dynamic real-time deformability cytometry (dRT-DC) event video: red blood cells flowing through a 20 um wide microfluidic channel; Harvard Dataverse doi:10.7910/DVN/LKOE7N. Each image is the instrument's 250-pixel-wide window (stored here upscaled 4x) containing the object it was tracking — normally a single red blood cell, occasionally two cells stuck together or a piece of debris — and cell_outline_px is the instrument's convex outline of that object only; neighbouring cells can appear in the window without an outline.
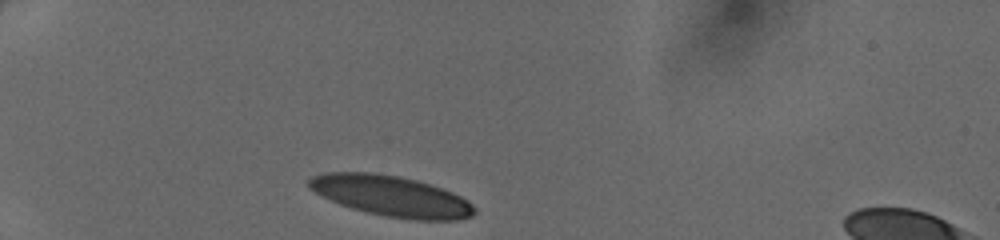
{"species": "human", "species_latin": "Homo sapiens", "temperature_condition": "cold", "stored_images_in_passage": 29, "camera_frame_rate_fps": 3000, "um_per_image_px": 0.085, "donor": {"sex": "female"}, "frame": {"image": 1, "passage_image": 1, "time_ms": 0.0, "image_size_px": [1000, 240], "cell_outline_px": [[476, 212], [472, 216], [460, 220], [412, 220], [384, 216], [352, 208], [340, 204], [320, 196], [308, 188], [308, 180], [312, 176], [324, 172], [376, 172], [400, 176], [416, 180], [452, 192], [468, 200], [476, 208]], "centroid_in_image_um": [33.24, 16.66], "position_along_channel_um": 51.8, "area_um2": 39.48}}
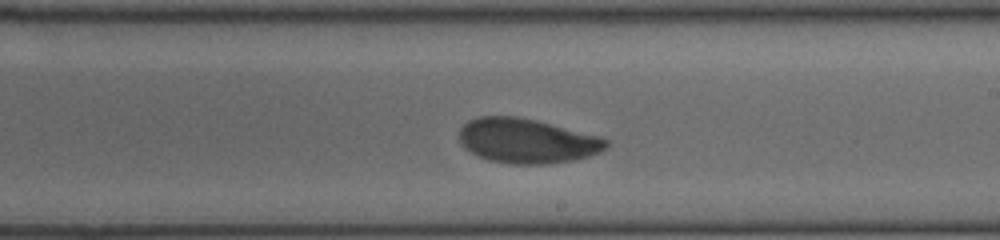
{"frame": {"image": 2, "passage_image": 17, "time_ms": 5.333, "image_size_px": [1000, 240], "cell_outline_px": [[608, 148], [600, 152], [588, 156], [572, 160], [544, 164], [512, 164], [488, 160], [464, 148], [460, 144], [460, 128], [468, 120], [480, 116], [516, 116], [536, 120], [600, 136], [608, 140]], "centroid_in_image_um": [44.79, 11.97], "position_along_channel_um": 244.2, "area_um2": 38.21}}
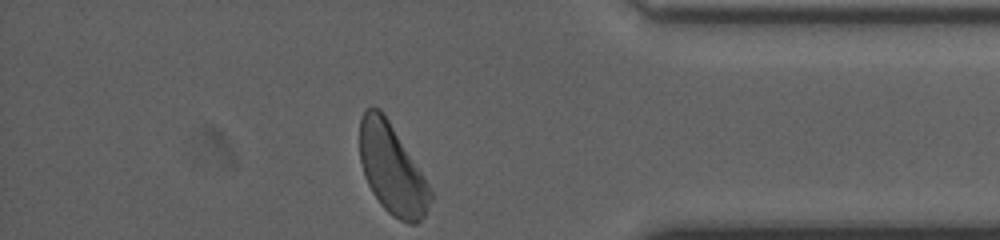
{"frame": {"image": 3, "passage_image": 29, "time_ms": 9.333, "image_size_px": [1000, 240], "cell_outline_px": [[432, 200], [424, 216], [416, 224], [408, 224], [392, 216], [380, 204], [372, 192], [364, 176], [360, 160], [360, 120], [364, 108], [380, 108], [388, 120], [428, 184], [432, 192]], "centroid_in_image_um": [33.3, 14.41], "position_along_channel_um": 401.9, "area_um2": 36.53}}